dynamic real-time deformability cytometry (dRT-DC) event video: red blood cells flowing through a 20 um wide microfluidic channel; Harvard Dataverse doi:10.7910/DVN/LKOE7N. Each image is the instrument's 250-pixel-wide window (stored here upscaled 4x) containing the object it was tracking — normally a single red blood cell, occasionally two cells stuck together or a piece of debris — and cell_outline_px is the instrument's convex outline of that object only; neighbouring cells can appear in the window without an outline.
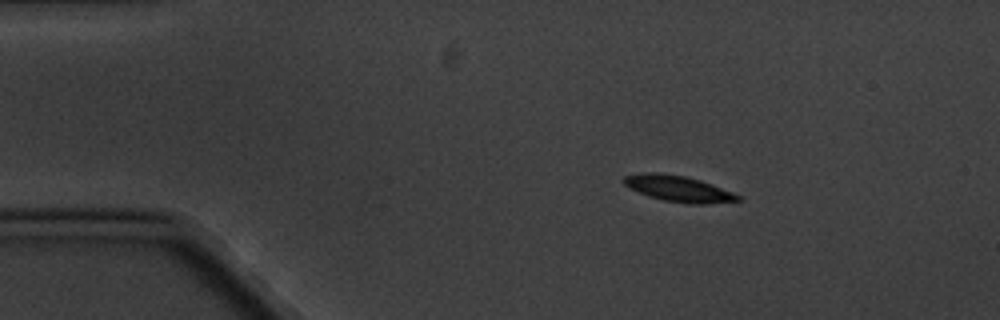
{"species": "common noctule bat (a hibernating species)", "species_latin": "Nyctalus noctula", "temperature_condition": "cold", "stored_images_in_passage": 4, "camera_frame_rate_fps": 3000, "um_per_image_px": 0.085, "animal": {"sex": "male", "body_mass_g": 20.1, "forearm_length_mm": 53.5}, "frame": {"image": 1, "passage_image": 2, "time_ms": 1.0, "image_size_px": [1000, 320], "cell_outline_px": [[740, 200], [704, 204], [688, 204], [664, 200], [648, 196], [628, 188], [620, 180], [624, 176], [648, 172], [656, 172], [684, 176], [700, 180], [712, 184], [732, 192], [740, 196]], "centroid_in_image_um": [57.61, 16.03], "position_along_channel_um": 27.4, "area_um2": 17.22}}